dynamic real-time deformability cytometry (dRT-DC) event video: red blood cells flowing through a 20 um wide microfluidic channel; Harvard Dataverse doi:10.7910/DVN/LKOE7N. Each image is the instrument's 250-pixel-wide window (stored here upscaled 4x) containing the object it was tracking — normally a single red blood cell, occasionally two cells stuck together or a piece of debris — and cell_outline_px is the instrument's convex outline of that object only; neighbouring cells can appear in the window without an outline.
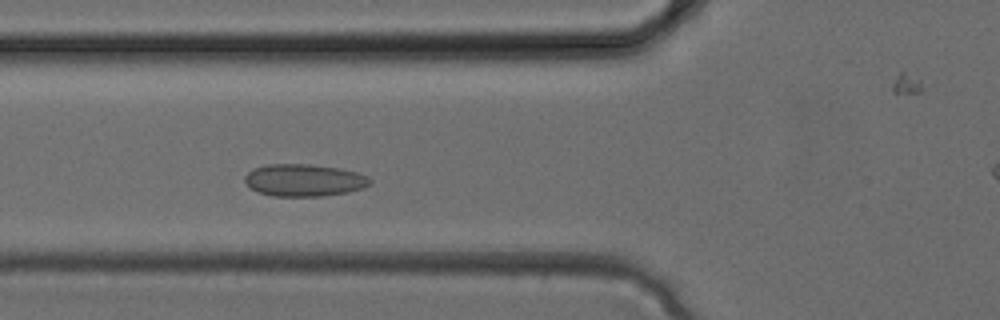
{"species": "common noctule bat (a hibernating species)", "species_latin": "Nyctalus noctula", "temperature_condition": "cold", "stored_images_in_passage": 31, "camera_frame_rate_fps": 3000, "um_per_image_px": 0.085, "animal": {"sex": "female", "body_mass_g": 24.6, "forearm_length_mm": 56.2}, "frame": {"image": 1, "passage_image": 8, "time_ms": 2.333, "image_size_px": [1000, 320], "cell_outline_px": [[372, 184], [364, 188], [348, 192], [320, 196], [272, 196], [260, 192], [252, 188], [244, 180], [244, 176], [252, 168], [268, 164], [308, 164], [340, 168], [356, 172], [368, 176], [372, 180]], "centroid_in_image_um": [25.88, 15.31], "position_along_channel_um": 99.9, "area_um2": 23.58}}
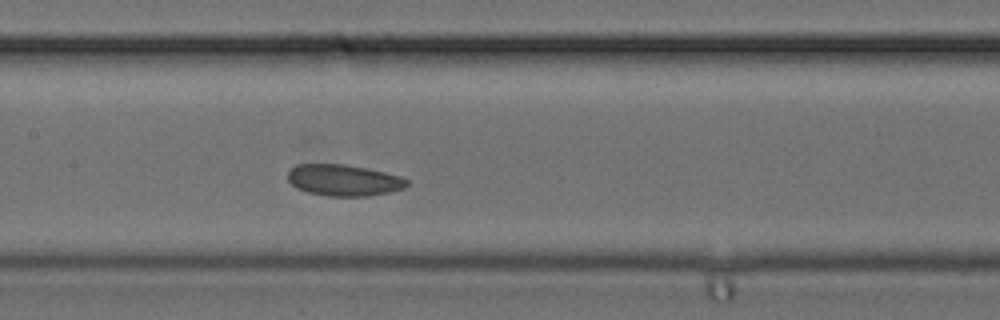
{"frame": {"image": 2, "passage_image": 12, "time_ms": 3.667, "image_size_px": [1000, 320], "cell_outline_px": [[408, 184], [404, 188], [388, 192], [368, 196], [328, 196], [308, 192], [296, 188], [288, 180], [288, 172], [296, 164], [344, 164], [368, 168], [400, 176], [408, 180]], "centroid_in_image_um": [29.21, 15.31], "position_along_channel_um": 178.2, "area_um2": 21.73}}
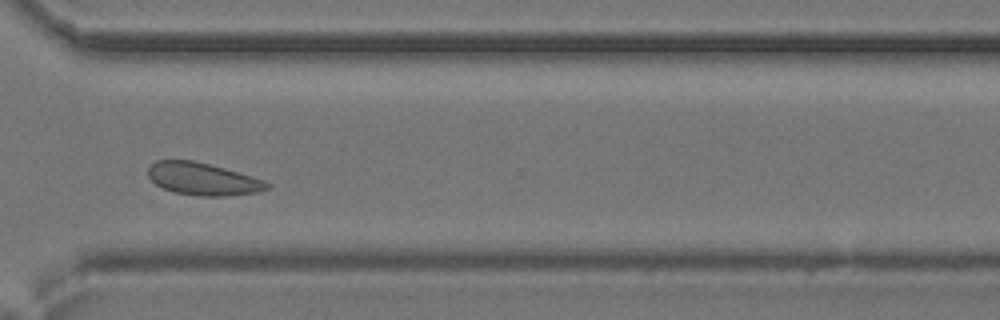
{"frame": {"image": 3, "passage_image": 21, "time_ms": 6.667, "image_size_px": [1000, 320], "cell_outline_px": [[272, 184], [268, 188], [256, 192], [224, 196], [200, 196], [172, 192], [156, 184], [148, 176], [148, 168], [156, 160], [192, 160], [224, 168], [264, 180]], "centroid_in_image_um": [17.22, 15.21], "position_along_channel_um": 353.4, "area_um2": 22.25}}